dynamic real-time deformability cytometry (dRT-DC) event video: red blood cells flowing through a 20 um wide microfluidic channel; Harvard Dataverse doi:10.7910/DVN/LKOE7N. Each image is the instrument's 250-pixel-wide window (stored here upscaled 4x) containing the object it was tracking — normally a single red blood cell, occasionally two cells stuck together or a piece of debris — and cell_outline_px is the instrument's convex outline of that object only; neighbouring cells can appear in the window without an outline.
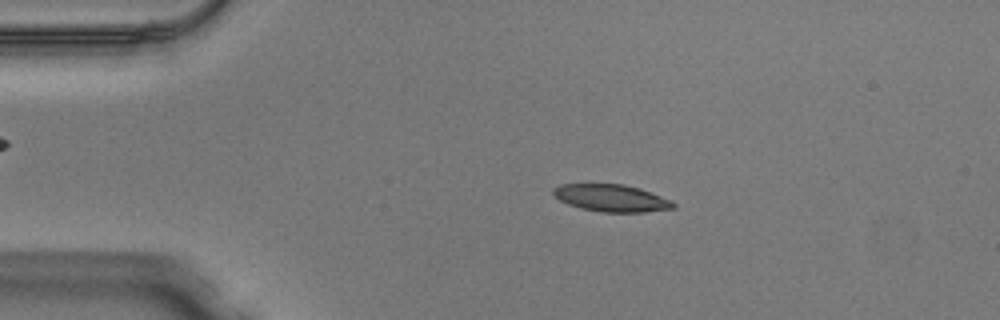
{"species": "Egyptian fruit bat (a non-hibernating species)", "species_latin": "Rousettus aegyptiacus", "temperature_condition": "warm", "stored_images_in_passage": 46, "camera_frame_rate_fps": 3000, "um_per_image_px": 0.085, "animal": {"sex": "male"}, "frame": {"image": 1, "passage_image": 7, "time_ms": 2.0, "image_size_px": [1000, 320], "cell_outline_px": [[676, 208], [644, 212], [600, 212], [580, 208], [568, 204], [560, 200], [552, 192], [552, 188], [560, 184], [624, 184], [672, 200], [676, 204]], "centroid_in_image_um": [51.95, 16.84], "position_along_channel_um": 33.0, "area_um2": 18.9}}
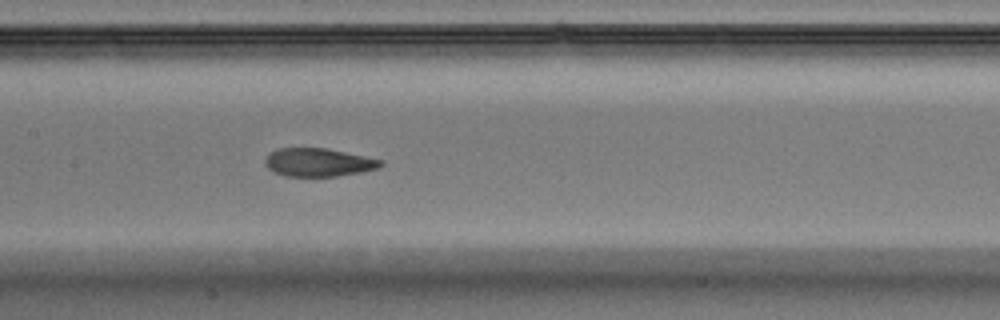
{"frame": {"image": 2, "passage_image": 21, "time_ms": 6.667, "image_size_px": [1000, 320], "cell_outline_px": [[384, 164], [376, 168], [360, 172], [336, 176], [284, 176], [268, 168], [264, 164], [264, 160], [276, 148], [328, 148], [384, 160]], "centroid_in_image_um": [27.07, 13.79], "position_along_channel_um": 180.3, "area_um2": 18.96}}
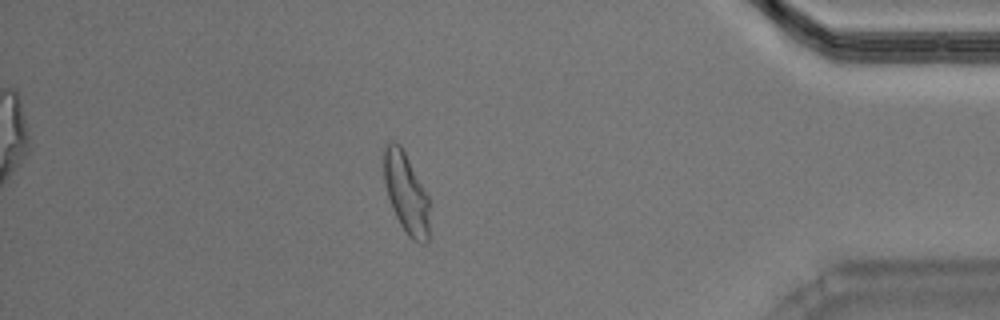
{"frame": {"image": 3, "passage_image": 40, "time_ms": 13.0, "image_size_px": [1000, 320], "cell_outline_px": [[428, 240], [424, 244], [420, 244], [412, 240], [408, 236], [400, 224], [392, 208], [388, 196], [384, 180], [384, 148], [388, 140], [396, 140], [400, 144], [428, 196]], "centroid_in_image_um": [34.5, 16.4], "position_along_channel_um": 400.7, "area_um2": 21.21}, "authors_computed_cell_mechanics": {"area_um2": 19.9121, "velocity_mm_per_s": 4.0838, "shape_relaxation_time_tau1_ms": 7.0388, "shape_relaxation_time_tau2_ms": 1.2257, "deformation_change_tau1": 0.2066, "deformation_change_tau2": 0.077}}